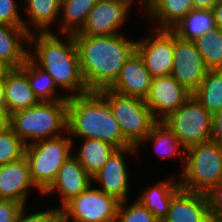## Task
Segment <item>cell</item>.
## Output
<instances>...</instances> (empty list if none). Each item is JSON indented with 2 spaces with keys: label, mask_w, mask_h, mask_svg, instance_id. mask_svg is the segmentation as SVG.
Instances as JSON below:
<instances>
[{
  "label": "cell",
  "mask_w": 222,
  "mask_h": 222,
  "mask_svg": "<svg viewBox=\"0 0 222 222\" xmlns=\"http://www.w3.org/2000/svg\"><path fill=\"white\" fill-rule=\"evenodd\" d=\"M125 33L108 36H81L73 34L80 69L88 92L109 89L120 71L136 51L137 40Z\"/></svg>",
  "instance_id": "cell-1"
},
{
  "label": "cell",
  "mask_w": 222,
  "mask_h": 222,
  "mask_svg": "<svg viewBox=\"0 0 222 222\" xmlns=\"http://www.w3.org/2000/svg\"><path fill=\"white\" fill-rule=\"evenodd\" d=\"M33 33L29 35L28 57L64 90L65 98L88 93L80 69L78 51L73 34ZM63 40V41H62ZM35 47V49H34ZM68 93V94H67Z\"/></svg>",
  "instance_id": "cell-2"
},
{
  "label": "cell",
  "mask_w": 222,
  "mask_h": 222,
  "mask_svg": "<svg viewBox=\"0 0 222 222\" xmlns=\"http://www.w3.org/2000/svg\"><path fill=\"white\" fill-rule=\"evenodd\" d=\"M67 132L74 140L97 139L117 149L131 146L124 138L107 100L99 92L72 96L67 106Z\"/></svg>",
  "instance_id": "cell-3"
},
{
  "label": "cell",
  "mask_w": 222,
  "mask_h": 222,
  "mask_svg": "<svg viewBox=\"0 0 222 222\" xmlns=\"http://www.w3.org/2000/svg\"><path fill=\"white\" fill-rule=\"evenodd\" d=\"M67 106L68 100L39 101L9 115L8 125L26 145L56 138L67 132Z\"/></svg>",
  "instance_id": "cell-4"
},
{
  "label": "cell",
  "mask_w": 222,
  "mask_h": 222,
  "mask_svg": "<svg viewBox=\"0 0 222 222\" xmlns=\"http://www.w3.org/2000/svg\"><path fill=\"white\" fill-rule=\"evenodd\" d=\"M181 171L182 189L206 194L222 180V147L209 140L187 148Z\"/></svg>",
  "instance_id": "cell-5"
},
{
  "label": "cell",
  "mask_w": 222,
  "mask_h": 222,
  "mask_svg": "<svg viewBox=\"0 0 222 222\" xmlns=\"http://www.w3.org/2000/svg\"><path fill=\"white\" fill-rule=\"evenodd\" d=\"M73 141L69 133L36 141L25 147V157L35 186L44 193L55 181L59 168L72 156Z\"/></svg>",
  "instance_id": "cell-6"
},
{
  "label": "cell",
  "mask_w": 222,
  "mask_h": 222,
  "mask_svg": "<svg viewBox=\"0 0 222 222\" xmlns=\"http://www.w3.org/2000/svg\"><path fill=\"white\" fill-rule=\"evenodd\" d=\"M99 93L109 103L114 117L120 125L123 138L131 146L137 147L138 152H140V144L158 121L146 105L145 100L124 96L110 89L101 90Z\"/></svg>",
  "instance_id": "cell-7"
},
{
  "label": "cell",
  "mask_w": 222,
  "mask_h": 222,
  "mask_svg": "<svg viewBox=\"0 0 222 222\" xmlns=\"http://www.w3.org/2000/svg\"><path fill=\"white\" fill-rule=\"evenodd\" d=\"M161 121L186 149L211 139L212 114L194 95Z\"/></svg>",
  "instance_id": "cell-8"
},
{
  "label": "cell",
  "mask_w": 222,
  "mask_h": 222,
  "mask_svg": "<svg viewBox=\"0 0 222 222\" xmlns=\"http://www.w3.org/2000/svg\"><path fill=\"white\" fill-rule=\"evenodd\" d=\"M93 185L60 209L62 222H115L120 201Z\"/></svg>",
  "instance_id": "cell-9"
},
{
  "label": "cell",
  "mask_w": 222,
  "mask_h": 222,
  "mask_svg": "<svg viewBox=\"0 0 222 222\" xmlns=\"http://www.w3.org/2000/svg\"><path fill=\"white\" fill-rule=\"evenodd\" d=\"M137 40L136 52L152 77L171 75L173 67L174 32L155 29Z\"/></svg>",
  "instance_id": "cell-10"
},
{
  "label": "cell",
  "mask_w": 222,
  "mask_h": 222,
  "mask_svg": "<svg viewBox=\"0 0 222 222\" xmlns=\"http://www.w3.org/2000/svg\"><path fill=\"white\" fill-rule=\"evenodd\" d=\"M135 2V0H98L78 34L81 36L120 34Z\"/></svg>",
  "instance_id": "cell-11"
},
{
  "label": "cell",
  "mask_w": 222,
  "mask_h": 222,
  "mask_svg": "<svg viewBox=\"0 0 222 222\" xmlns=\"http://www.w3.org/2000/svg\"><path fill=\"white\" fill-rule=\"evenodd\" d=\"M208 71L194 41L182 39L174 33L171 76L193 95Z\"/></svg>",
  "instance_id": "cell-12"
},
{
  "label": "cell",
  "mask_w": 222,
  "mask_h": 222,
  "mask_svg": "<svg viewBox=\"0 0 222 222\" xmlns=\"http://www.w3.org/2000/svg\"><path fill=\"white\" fill-rule=\"evenodd\" d=\"M137 147L129 146L117 149L103 167L92 177L93 184L104 193L115 197L118 201L129 200L130 176L125 155L136 156ZM125 156V157H124ZM98 184V186H97Z\"/></svg>",
  "instance_id": "cell-13"
},
{
  "label": "cell",
  "mask_w": 222,
  "mask_h": 222,
  "mask_svg": "<svg viewBox=\"0 0 222 222\" xmlns=\"http://www.w3.org/2000/svg\"><path fill=\"white\" fill-rule=\"evenodd\" d=\"M191 95L171 75L157 76L152 77L145 103L152 111L153 116L161 121L169 113L177 110Z\"/></svg>",
  "instance_id": "cell-14"
},
{
  "label": "cell",
  "mask_w": 222,
  "mask_h": 222,
  "mask_svg": "<svg viewBox=\"0 0 222 222\" xmlns=\"http://www.w3.org/2000/svg\"><path fill=\"white\" fill-rule=\"evenodd\" d=\"M30 188L37 189L36 191L43 195L32 181L30 166L25 156L17 161L0 165V199L27 205Z\"/></svg>",
  "instance_id": "cell-15"
},
{
  "label": "cell",
  "mask_w": 222,
  "mask_h": 222,
  "mask_svg": "<svg viewBox=\"0 0 222 222\" xmlns=\"http://www.w3.org/2000/svg\"><path fill=\"white\" fill-rule=\"evenodd\" d=\"M91 184H93L92 177L72 155L59 168L55 181L43 193L42 197L57 193L61 201L58 208L61 209L67 202L77 197Z\"/></svg>",
  "instance_id": "cell-16"
},
{
  "label": "cell",
  "mask_w": 222,
  "mask_h": 222,
  "mask_svg": "<svg viewBox=\"0 0 222 222\" xmlns=\"http://www.w3.org/2000/svg\"><path fill=\"white\" fill-rule=\"evenodd\" d=\"M162 222H211L207 195L180 188Z\"/></svg>",
  "instance_id": "cell-17"
},
{
  "label": "cell",
  "mask_w": 222,
  "mask_h": 222,
  "mask_svg": "<svg viewBox=\"0 0 222 222\" xmlns=\"http://www.w3.org/2000/svg\"><path fill=\"white\" fill-rule=\"evenodd\" d=\"M152 76L146 69L141 56L135 51L122 67L115 83L110 90L131 97H138L145 100L147 97Z\"/></svg>",
  "instance_id": "cell-18"
},
{
  "label": "cell",
  "mask_w": 222,
  "mask_h": 222,
  "mask_svg": "<svg viewBox=\"0 0 222 222\" xmlns=\"http://www.w3.org/2000/svg\"><path fill=\"white\" fill-rule=\"evenodd\" d=\"M29 35L24 27L0 23V65L3 68H19L25 63L31 50Z\"/></svg>",
  "instance_id": "cell-19"
},
{
  "label": "cell",
  "mask_w": 222,
  "mask_h": 222,
  "mask_svg": "<svg viewBox=\"0 0 222 222\" xmlns=\"http://www.w3.org/2000/svg\"><path fill=\"white\" fill-rule=\"evenodd\" d=\"M3 83L8 117L14 112L30 108L39 102L30 88L25 63L19 68L4 69Z\"/></svg>",
  "instance_id": "cell-20"
},
{
  "label": "cell",
  "mask_w": 222,
  "mask_h": 222,
  "mask_svg": "<svg viewBox=\"0 0 222 222\" xmlns=\"http://www.w3.org/2000/svg\"><path fill=\"white\" fill-rule=\"evenodd\" d=\"M142 8L154 20L150 22L155 23L152 28L171 30L193 10V3L192 0H148Z\"/></svg>",
  "instance_id": "cell-21"
},
{
  "label": "cell",
  "mask_w": 222,
  "mask_h": 222,
  "mask_svg": "<svg viewBox=\"0 0 222 222\" xmlns=\"http://www.w3.org/2000/svg\"><path fill=\"white\" fill-rule=\"evenodd\" d=\"M180 188L179 178L172 175L171 178L142 190L136 200L162 222L168 214L173 195Z\"/></svg>",
  "instance_id": "cell-22"
},
{
  "label": "cell",
  "mask_w": 222,
  "mask_h": 222,
  "mask_svg": "<svg viewBox=\"0 0 222 222\" xmlns=\"http://www.w3.org/2000/svg\"><path fill=\"white\" fill-rule=\"evenodd\" d=\"M60 1L61 0H24V5H26L24 9L27 12L25 15H28V20L23 21V27L26 31L29 34L53 32L49 28L59 20ZM28 23L33 26L30 27Z\"/></svg>",
  "instance_id": "cell-23"
},
{
  "label": "cell",
  "mask_w": 222,
  "mask_h": 222,
  "mask_svg": "<svg viewBox=\"0 0 222 222\" xmlns=\"http://www.w3.org/2000/svg\"><path fill=\"white\" fill-rule=\"evenodd\" d=\"M150 141L153 144V149L157 155L163 158H177L181 159L182 170L185 166L186 148L179 142L175 134L162 121H157L147 137L140 145L146 148L145 144Z\"/></svg>",
  "instance_id": "cell-24"
},
{
  "label": "cell",
  "mask_w": 222,
  "mask_h": 222,
  "mask_svg": "<svg viewBox=\"0 0 222 222\" xmlns=\"http://www.w3.org/2000/svg\"><path fill=\"white\" fill-rule=\"evenodd\" d=\"M81 147L72 155L82 165L85 171L93 177L117 150L107 142L97 139H82Z\"/></svg>",
  "instance_id": "cell-25"
},
{
  "label": "cell",
  "mask_w": 222,
  "mask_h": 222,
  "mask_svg": "<svg viewBox=\"0 0 222 222\" xmlns=\"http://www.w3.org/2000/svg\"><path fill=\"white\" fill-rule=\"evenodd\" d=\"M98 0H61L59 21H61L56 34H75L84 26L89 12ZM62 17V18H61Z\"/></svg>",
  "instance_id": "cell-26"
},
{
  "label": "cell",
  "mask_w": 222,
  "mask_h": 222,
  "mask_svg": "<svg viewBox=\"0 0 222 222\" xmlns=\"http://www.w3.org/2000/svg\"><path fill=\"white\" fill-rule=\"evenodd\" d=\"M215 27L212 10L193 9L171 30L182 39L194 41Z\"/></svg>",
  "instance_id": "cell-27"
},
{
  "label": "cell",
  "mask_w": 222,
  "mask_h": 222,
  "mask_svg": "<svg viewBox=\"0 0 222 222\" xmlns=\"http://www.w3.org/2000/svg\"><path fill=\"white\" fill-rule=\"evenodd\" d=\"M25 64L26 76L30 84V88L33 90L39 101L68 100L65 98V95L58 94L62 93V90L57 85L55 79L35 64L29 57L25 60ZM57 87L59 88V92L57 91Z\"/></svg>",
  "instance_id": "cell-28"
},
{
  "label": "cell",
  "mask_w": 222,
  "mask_h": 222,
  "mask_svg": "<svg viewBox=\"0 0 222 222\" xmlns=\"http://www.w3.org/2000/svg\"><path fill=\"white\" fill-rule=\"evenodd\" d=\"M193 95L212 115L222 109V70H209Z\"/></svg>",
  "instance_id": "cell-29"
},
{
  "label": "cell",
  "mask_w": 222,
  "mask_h": 222,
  "mask_svg": "<svg viewBox=\"0 0 222 222\" xmlns=\"http://www.w3.org/2000/svg\"><path fill=\"white\" fill-rule=\"evenodd\" d=\"M209 70H222V29L215 27L204 36L194 40Z\"/></svg>",
  "instance_id": "cell-30"
},
{
  "label": "cell",
  "mask_w": 222,
  "mask_h": 222,
  "mask_svg": "<svg viewBox=\"0 0 222 222\" xmlns=\"http://www.w3.org/2000/svg\"><path fill=\"white\" fill-rule=\"evenodd\" d=\"M26 144L7 125L0 130V165L17 161L25 156Z\"/></svg>",
  "instance_id": "cell-31"
},
{
  "label": "cell",
  "mask_w": 222,
  "mask_h": 222,
  "mask_svg": "<svg viewBox=\"0 0 222 222\" xmlns=\"http://www.w3.org/2000/svg\"><path fill=\"white\" fill-rule=\"evenodd\" d=\"M129 200L119 204L115 222H160L145 206L137 200L132 204Z\"/></svg>",
  "instance_id": "cell-32"
},
{
  "label": "cell",
  "mask_w": 222,
  "mask_h": 222,
  "mask_svg": "<svg viewBox=\"0 0 222 222\" xmlns=\"http://www.w3.org/2000/svg\"><path fill=\"white\" fill-rule=\"evenodd\" d=\"M28 207L24 205L21 209L18 218L15 222H60V209L58 207H51L45 210H40L32 213H27Z\"/></svg>",
  "instance_id": "cell-33"
},
{
  "label": "cell",
  "mask_w": 222,
  "mask_h": 222,
  "mask_svg": "<svg viewBox=\"0 0 222 222\" xmlns=\"http://www.w3.org/2000/svg\"><path fill=\"white\" fill-rule=\"evenodd\" d=\"M18 7L15 0H0V23L23 27L25 18L22 17Z\"/></svg>",
  "instance_id": "cell-34"
},
{
  "label": "cell",
  "mask_w": 222,
  "mask_h": 222,
  "mask_svg": "<svg viewBox=\"0 0 222 222\" xmlns=\"http://www.w3.org/2000/svg\"><path fill=\"white\" fill-rule=\"evenodd\" d=\"M23 207V203L0 199V222H15Z\"/></svg>",
  "instance_id": "cell-35"
},
{
  "label": "cell",
  "mask_w": 222,
  "mask_h": 222,
  "mask_svg": "<svg viewBox=\"0 0 222 222\" xmlns=\"http://www.w3.org/2000/svg\"><path fill=\"white\" fill-rule=\"evenodd\" d=\"M210 215H222V180L207 193Z\"/></svg>",
  "instance_id": "cell-36"
},
{
  "label": "cell",
  "mask_w": 222,
  "mask_h": 222,
  "mask_svg": "<svg viewBox=\"0 0 222 222\" xmlns=\"http://www.w3.org/2000/svg\"><path fill=\"white\" fill-rule=\"evenodd\" d=\"M211 141L222 147V109L212 115Z\"/></svg>",
  "instance_id": "cell-37"
},
{
  "label": "cell",
  "mask_w": 222,
  "mask_h": 222,
  "mask_svg": "<svg viewBox=\"0 0 222 222\" xmlns=\"http://www.w3.org/2000/svg\"><path fill=\"white\" fill-rule=\"evenodd\" d=\"M219 0H192L193 9L212 10Z\"/></svg>",
  "instance_id": "cell-38"
},
{
  "label": "cell",
  "mask_w": 222,
  "mask_h": 222,
  "mask_svg": "<svg viewBox=\"0 0 222 222\" xmlns=\"http://www.w3.org/2000/svg\"><path fill=\"white\" fill-rule=\"evenodd\" d=\"M214 13L215 25L222 29V0H219L212 9Z\"/></svg>",
  "instance_id": "cell-39"
},
{
  "label": "cell",
  "mask_w": 222,
  "mask_h": 222,
  "mask_svg": "<svg viewBox=\"0 0 222 222\" xmlns=\"http://www.w3.org/2000/svg\"><path fill=\"white\" fill-rule=\"evenodd\" d=\"M0 109L8 116L7 103L5 98V89L3 83V73L0 78Z\"/></svg>",
  "instance_id": "cell-40"
},
{
  "label": "cell",
  "mask_w": 222,
  "mask_h": 222,
  "mask_svg": "<svg viewBox=\"0 0 222 222\" xmlns=\"http://www.w3.org/2000/svg\"><path fill=\"white\" fill-rule=\"evenodd\" d=\"M9 117L0 109V130L8 125Z\"/></svg>",
  "instance_id": "cell-41"
},
{
  "label": "cell",
  "mask_w": 222,
  "mask_h": 222,
  "mask_svg": "<svg viewBox=\"0 0 222 222\" xmlns=\"http://www.w3.org/2000/svg\"><path fill=\"white\" fill-rule=\"evenodd\" d=\"M212 222H222V215H210Z\"/></svg>",
  "instance_id": "cell-42"
},
{
  "label": "cell",
  "mask_w": 222,
  "mask_h": 222,
  "mask_svg": "<svg viewBox=\"0 0 222 222\" xmlns=\"http://www.w3.org/2000/svg\"><path fill=\"white\" fill-rule=\"evenodd\" d=\"M137 1V0H136ZM148 0H138V2L136 3H140L141 4V7L147 2Z\"/></svg>",
  "instance_id": "cell-43"
},
{
  "label": "cell",
  "mask_w": 222,
  "mask_h": 222,
  "mask_svg": "<svg viewBox=\"0 0 222 222\" xmlns=\"http://www.w3.org/2000/svg\"><path fill=\"white\" fill-rule=\"evenodd\" d=\"M4 69H5V68H3V67L0 65V78H1V76H2V73H3Z\"/></svg>",
  "instance_id": "cell-44"
}]
</instances>
